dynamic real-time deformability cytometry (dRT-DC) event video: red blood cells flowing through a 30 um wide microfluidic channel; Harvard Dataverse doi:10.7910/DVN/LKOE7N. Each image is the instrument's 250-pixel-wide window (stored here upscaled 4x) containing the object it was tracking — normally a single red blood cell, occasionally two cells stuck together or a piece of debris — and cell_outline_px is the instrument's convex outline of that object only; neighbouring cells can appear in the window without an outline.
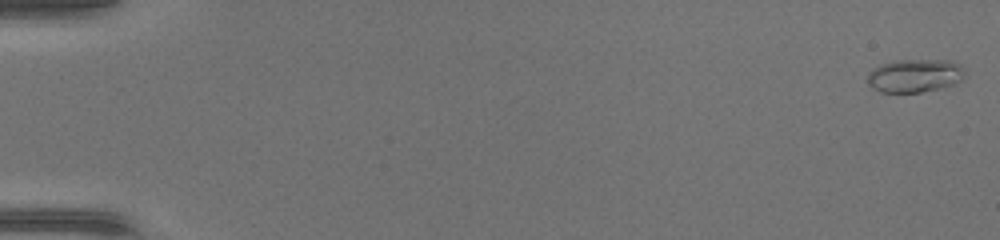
{"species": "common noctule bat (a hibernating species)", "species_latin": "Nyctalus noctula", "temperature_condition": "warm", "stored_images_in_passage": 49, "camera_frame_rate_fps": 3000, "um_per_image_px": 0.085, "animal": {"sex": "female", "body_mass_g": 17.0, "forearm_length_mm": 48.0}, "frame": {"image": 1, "passage_image": 1, "time_ms": 0.0, "image_size_px": [1000, 240], "cell_outline_px": [[964, 76], [956, 84], [920, 92], [880, 92], [872, 88], [868, 84], [868, 72], [872, 68], [880, 64], [896, 60], [952, 60], [960, 64], [964, 68]], "centroid_in_image_um": [77.75, 6.42], "position_along_channel_um": 7.3, "area_um2": 19.02}}
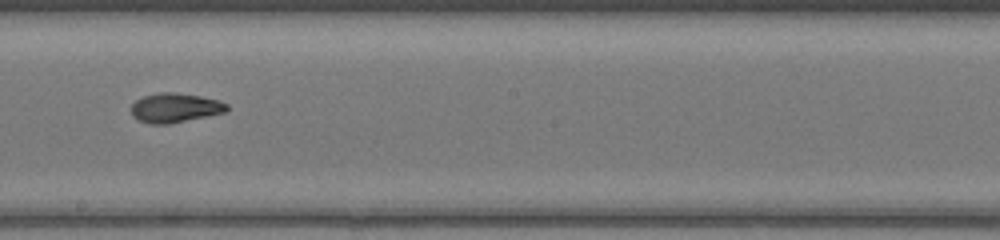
{"frame": {"image": 2, "passage_image": 29, "time_ms": 9.333, "image_size_px": [1000, 240], "cell_outline_px": [[228, 108], [224, 112], [168, 124], [148, 124], [136, 120], [132, 116], [132, 104], [136, 100], [144, 96], [160, 92], [176, 92], [200, 96], [220, 100], [228, 104]], "centroid_in_image_um": [14.85, 9.16], "position_along_channel_um": 233.4, "area_um2": 16.36}}
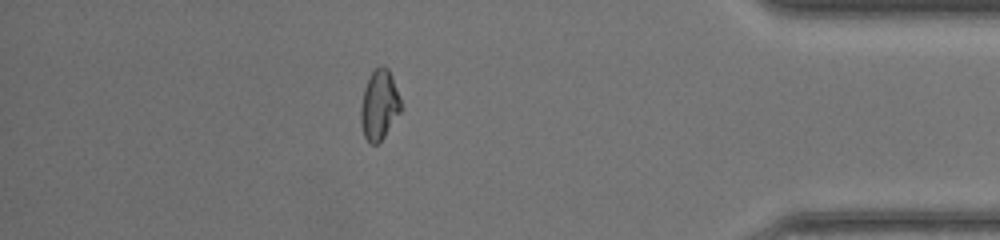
{"frame": {"image": 3, "passage_image": 43, "time_ms": 14.0, "image_size_px": [1000, 240], "cell_outline_px": [[400, 112], [384, 136], [376, 144], [372, 144], [364, 136], [360, 124], [360, 104], [364, 88], [372, 72], [380, 64], [384, 64], [388, 68], [392, 76], [400, 100]], "centroid_in_image_um": [32.21, 8.89], "position_along_channel_um": 403.0, "area_um2": 16.18}, "authors_computed_cell_mechanics": {"area_um2": 16.4152, "velocity_mm_per_s": 4.4039, "shape_relaxation_time_tau1_ms": 9.0054, "shape_relaxation_time_tau2_ms": 2.4051, "deformation_change_tau1": 0.3004, "deformation_change_tau2": 0.0728}}